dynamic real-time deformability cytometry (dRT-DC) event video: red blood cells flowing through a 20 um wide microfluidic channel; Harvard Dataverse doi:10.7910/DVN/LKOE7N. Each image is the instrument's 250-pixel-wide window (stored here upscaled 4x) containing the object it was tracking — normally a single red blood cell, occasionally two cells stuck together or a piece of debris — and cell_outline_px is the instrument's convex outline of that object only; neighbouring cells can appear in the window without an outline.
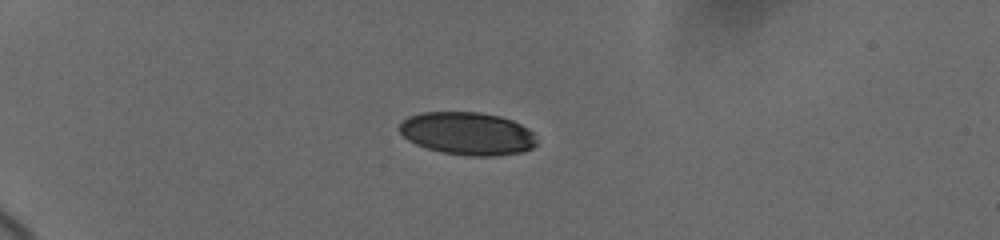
{"species": "human", "species_latin": "Homo sapiens", "temperature_condition": "cold", "stored_images_in_passage": 5, "camera_frame_rate_fps": 3000, "um_per_image_px": 0.085, "donor": {"sex": "female"}, "frame": {"image": 1, "passage_image": 3, "time_ms": 1.667, "image_size_px": [1000, 240], "cell_outline_px": [[536, 144], [532, 148], [524, 152], [492, 156], [468, 156], [440, 152], [416, 144], [408, 140], [396, 128], [408, 116], [424, 112], [480, 112], [500, 116], [512, 120], [528, 128], [532, 132], [536, 140]], "centroid_in_image_um": [39.73, 11.35], "position_along_channel_um": 45.3, "area_um2": 34.39}}
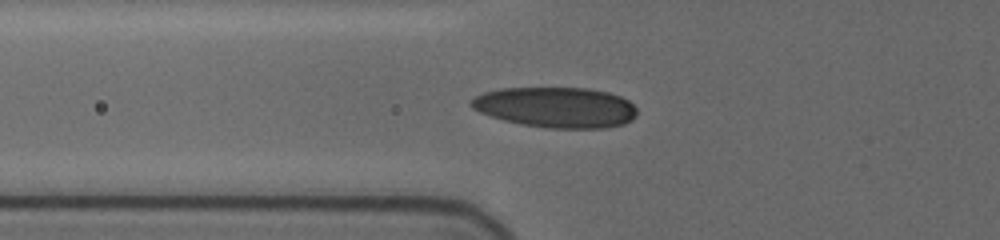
{"frame": {"image": 2, "passage_image": 5, "time_ms": 4.0, "image_size_px": [1000, 240], "cell_outline_px": [[636, 116], [632, 120], [624, 124], [604, 128], [548, 128], [520, 124], [504, 120], [480, 112], [472, 108], [468, 104], [468, 100], [484, 92], [500, 88], [588, 88], [608, 92], [620, 96], [628, 100], [636, 108]], "centroid_in_image_um": [47.25, 9.12], "position_along_channel_um": 78.6, "area_um2": 39.3}}